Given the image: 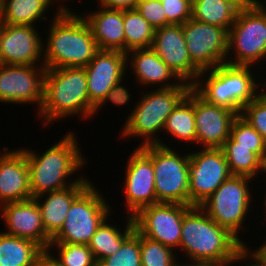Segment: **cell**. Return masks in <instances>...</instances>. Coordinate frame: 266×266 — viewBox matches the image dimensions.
Listing matches in <instances>:
<instances>
[{"label": "cell", "mask_w": 266, "mask_h": 266, "mask_svg": "<svg viewBox=\"0 0 266 266\" xmlns=\"http://www.w3.org/2000/svg\"><path fill=\"white\" fill-rule=\"evenodd\" d=\"M48 20L43 42V60L46 69L84 68L99 51L87 21L63 3H58ZM52 20V21H51ZM46 42V43H45Z\"/></svg>", "instance_id": "obj_1"}, {"label": "cell", "mask_w": 266, "mask_h": 266, "mask_svg": "<svg viewBox=\"0 0 266 266\" xmlns=\"http://www.w3.org/2000/svg\"><path fill=\"white\" fill-rule=\"evenodd\" d=\"M74 132L75 130H69L63 134V138L56 140L59 142L50 145L44 152L37 153L32 148H21L28 162L33 198L73 186L86 177L77 174L78 178H72L76 173H80L79 170L84 169L83 166L87 163V157L81 153L82 148Z\"/></svg>", "instance_id": "obj_2"}, {"label": "cell", "mask_w": 266, "mask_h": 266, "mask_svg": "<svg viewBox=\"0 0 266 266\" xmlns=\"http://www.w3.org/2000/svg\"><path fill=\"white\" fill-rule=\"evenodd\" d=\"M96 113V114H95ZM99 113L89 101L85 68L63 67L46 69L44 76V101L37 113L44 127L68 117L81 120ZM50 124V125H49Z\"/></svg>", "instance_id": "obj_3"}, {"label": "cell", "mask_w": 266, "mask_h": 266, "mask_svg": "<svg viewBox=\"0 0 266 266\" xmlns=\"http://www.w3.org/2000/svg\"><path fill=\"white\" fill-rule=\"evenodd\" d=\"M254 68L257 69L254 66L221 64L201 71L192 89L206 102L240 115L266 86L264 80L257 82L261 77L257 76L259 70Z\"/></svg>", "instance_id": "obj_4"}, {"label": "cell", "mask_w": 266, "mask_h": 266, "mask_svg": "<svg viewBox=\"0 0 266 266\" xmlns=\"http://www.w3.org/2000/svg\"><path fill=\"white\" fill-rule=\"evenodd\" d=\"M245 248L235 235L218 225L200 206H192L184 214L179 249L186 261H230Z\"/></svg>", "instance_id": "obj_5"}, {"label": "cell", "mask_w": 266, "mask_h": 266, "mask_svg": "<svg viewBox=\"0 0 266 266\" xmlns=\"http://www.w3.org/2000/svg\"><path fill=\"white\" fill-rule=\"evenodd\" d=\"M192 86L182 82L177 87L168 89H149L141 92L139 101H135V107L130 110L122 125L120 136L124 140L129 138H139L140 145H166L160 138L165 122L170 113L186 97ZM161 132V133H160ZM158 133V135H157ZM141 137V138H140ZM142 141V143H141Z\"/></svg>", "instance_id": "obj_6"}, {"label": "cell", "mask_w": 266, "mask_h": 266, "mask_svg": "<svg viewBox=\"0 0 266 266\" xmlns=\"http://www.w3.org/2000/svg\"><path fill=\"white\" fill-rule=\"evenodd\" d=\"M85 68L89 101L101 112L103 105L129 106L127 58L121 51L99 50ZM125 77L127 80H125ZM123 82V83H122ZM124 84V85H123Z\"/></svg>", "instance_id": "obj_7"}, {"label": "cell", "mask_w": 266, "mask_h": 266, "mask_svg": "<svg viewBox=\"0 0 266 266\" xmlns=\"http://www.w3.org/2000/svg\"><path fill=\"white\" fill-rule=\"evenodd\" d=\"M253 180L255 179L248 176L231 175L200 205L218 225L229 230L245 246L248 244L239 235L241 231L248 230L244 222L249 212L253 211L250 208L254 201V196L252 198L254 189L250 188L254 185Z\"/></svg>", "instance_id": "obj_8"}, {"label": "cell", "mask_w": 266, "mask_h": 266, "mask_svg": "<svg viewBox=\"0 0 266 266\" xmlns=\"http://www.w3.org/2000/svg\"><path fill=\"white\" fill-rule=\"evenodd\" d=\"M265 62L266 6L242 7L228 30L226 63L259 69Z\"/></svg>", "instance_id": "obj_9"}, {"label": "cell", "mask_w": 266, "mask_h": 266, "mask_svg": "<svg viewBox=\"0 0 266 266\" xmlns=\"http://www.w3.org/2000/svg\"><path fill=\"white\" fill-rule=\"evenodd\" d=\"M140 148L153 162L157 203L189 205L190 150L184 153L179 148L176 150V147L173 149L161 145Z\"/></svg>", "instance_id": "obj_10"}, {"label": "cell", "mask_w": 266, "mask_h": 266, "mask_svg": "<svg viewBox=\"0 0 266 266\" xmlns=\"http://www.w3.org/2000/svg\"><path fill=\"white\" fill-rule=\"evenodd\" d=\"M91 183L71 204L67 218L51 243L88 245L98 227L112 213L113 205ZM112 212V213H111Z\"/></svg>", "instance_id": "obj_11"}, {"label": "cell", "mask_w": 266, "mask_h": 266, "mask_svg": "<svg viewBox=\"0 0 266 266\" xmlns=\"http://www.w3.org/2000/svg\"><path fill=\"white\" fill-rule=\"evenodd\" d=\"M191 207L165 202L143 207L132 217L135 229L179 254L183 216Z\"/></svg>", "instance_id": "obj_12"}, {"label": "cell", "mask_w": 266, "mask_h": 266, "mask_svg": "<svg viewBox=\"0 0 266 266\" xmlns=\"http://www.w3.org/2000/svg\"><path fill=\"white\" fill-rule=\"evenodd\" d=\"M190 150L189 206H200L232 174L221 148Z\"/></svg>", "instance_id": "obj_13"}, {"label": "cell", "mask_w": 266, "mask_h": 266, "mask_svg": "<svg viewBox=\"0 0 266 266\" xmlns=\"http://www.w3.org/2000/svg\"><path fill=\"white\" fill-rule=\"evenodd\" d=\"M182 29L191 62L200 71L226 63L228 32L224 28L191 18Z\"/></svg>", "instance_id": "obj_14"}, {"label": "cell", "mask_w": 266, "mask_h": 266, "mask_svg": "<svg viewBox=\"0 0 266 266\" xmlns=\"http://www.w3.org/2000/svg\"><path fill=\"white\" fill-rule=\"evenodd\" d=\"M45 66L0 64V102L36 104L39 113L44 101Z\"/></svg>", "instance_id": "obj_15"}, {"label": "cell", "mask_w": 266, "mask_h": 266, "mask_svg": "<svg viewBox=\"0 0 266 266\" xmlns=\"http://www.w3.org/2000/svg\"><path fill=\"white\" fill-rule=\"evenodd\" d=\"M125 166L123 187L127 215L133 217L143 207L157 203L152 159L136 147Z\"/></svg>", "instance_id": "obj_16"}, {"label": "cell", "mask_w": 266, "mask_h": 266, "mask_svg": "<svg viewBox=\"0 0 266 266\" xmlns=\"http://www.w3.org/2000/svg\"><path fill=\"white\" fill-rule=\"evenodd\" d=\"M186 98L193 104L198 148H221L229 138L231 126L238 116L225 107L206 102L192 88Z\"/></svg>", "instance_id": "obj_17"}, {"label": "cell", "mask_w": 266, "mask_h": 266, "mask_svg": "<svg viewBox=\"0 0 266 266\" xmlns=\"http://www.w3.org/2000/svg\"><path fill=\"white\" fill-rule=\"evenodd\" d=\"M37 28L32 25L4 24L0 39L1 64L45 66L44 39Z\"/></svg>", "instance_id": "obj_18"}, {"label": "cell", "mask_w": 266, "mask_h": 266, "mask_svg": "<svg viewBox=\"0 0 266 266\" xmlns=\"http://www.w3.org/2000/svg\"><path fill=\"white\" fill-rule=\"evenodd\" d=\"M151 48L182 82L191 86L196 82L201 71L191 62L182 25L156 29Z\"/></svg>", "instance_id": "obj_19"}, {"label": "cell", "mask_w": 266, "mask_h": 266, "mask_svg": "<svg viewBox=\"0 0 266 266\" xmlns=\"http://www.w3.org/2000/svg\"><path fill=\"white\" fill-rule=\"evenodd\" d=\"M0 218L4 220V233L37 243L45 252L52 238L44 229L38 204L34 198L5 203L0 206Z\"/></svg>", "instance_id": "obj_20"}, {"label": "cell", "mask_w": 266, "mask_h": 266, "mask_svg": "<svg viewBox=\"0 0 266 266\" xmlns=\"http://www.w3.org/2000/svg\"><path fill=\"white\" fill-rule=\"evenodd\" d=\"M0 151V206L32 199L26 154L20 148Z\"/></svg>", "instance_id": "obj_21"}, {"label": "cell", "mask_w": 266, "mask_h": 266, "mask_svg": "<svg viewBox=\"0 0 266 266\" xmlns=\"http://www.w3.org/2000/svg\"><path fill=\"white\" fill-rule=\"evenodd\" d=\"M126 58L127 71L130 69V75L136 78V84L144 86L142 89L148 90L150 87L153 89L154 85L155 89H168L182 83L152 48L128 51Z\"/></svg>", "instance_id": "obj_22"}, {"label": "cell", "mask_w": 266, "mask_h": 266, "mask_svg": "<svg viewBox=\"0 0 266 266\" xmlns=\"http://www.w3.org/2000/svg\"><path fill=\"white\" fill-rule=\"evenodd\" d=\"M85 177L80 183L35 197L44 229L53 238L62 228L72 202L91 184ZM44 198V199H43Z\"/></svg>", "instance_id": "obj_23"}, {"label": "cell", "mask_w": 266, "mask_h": 266, "mask_svg": "<svg viewBox=\"0 0 266 266\" xmlns=\"http://www.w3.org/2000/svg\"><path fill=\"white\" fill-rule=\"evenodd\" d=\"M97 7L81 15L89 24L99 50L125 53L123 10Z\"/></svg>", "instance_id": "obj_24"}, {"label": "cell", "mask_w": 266, "mask_h": 266, "mask_svg": "<svg viewBox=\"0 0 266 266\" xmlns=\"http://www.w3.org/2000/svg\"><path fill=\"white\" fill-rule=\"evenodd\" d=\"M110 217L111 215L98 227L91 242L88 244L97 264L102 259L112 256L118 251L122 243L135 231V225L131 216L127 215L125 218L126 223H124L122 228L116 226V222L113 225L112 221H109Z\"/></svg>", "instance_id": "obj_25"}, {"label": "cell", "mask_w": 266, "mask_h": 266, "mask_svg": "<svg viewBox=\"0 0 266 266\" xmlns=\"http://www.w3.org/2000/svg\"><path fill=\"white\" fill-rule=\"evenodd\" d=\"M44 254L37 243L0 231V266H40Z\"/></svg>", "instance_id": "obj_26"}, {"label": "cell", "mask_w": 266, "mask_h": 266, "mask_svg": "<svg viewBox=\"0 0 266 266\" xmlns=\"http://www.w3.org/2000/svg\"><path fill=\"white\" fill-rule=\"evenodd\" d=\"M54 2L63 3V0H3L2 21L4 24L36 26L49 19L46 15L50 11L47 10H51Z\"/></svg>", "instance_id": "obj_27"}, {"label": "cell", "mask_w": 266, "mask_h": 266, "mask_svg": "<svg viewBox=\"0 0 266 266\" xmlns=\"http://www.w3.org/2000/svg\"><path fill=\"white\" fill-rule=\"evenodd\" d=\"M241 8L235 0H192L191 18L228 32Z\"/></svg>", "instance_id": "obj_28"}, {"label": "cell", "mask_w": 266, "mask_h": 266, "mask_svg": "<svg viewBox=\"0 0 266 266\" xmlns=\"http://www.w3.org/2000/svg\"><path fill=\"white\" fill-rule=\"evenodd\" d=\"M162 133L172 138L171 141L183 142L186 148L191 143L192 145H196L194 106L186 97L167 117Z\"/></svg>", "instance_id": "obj_29"}, {"label": "cell", "mask_w": 266, "mask_h": 266, "mask_svg": "<svg viewBox=\"0 0 266 266\" xmlns=\"http://www.w3.org/2000/svg\"><path fill=\"white\" fill-rule=\"evenodd\" d=\"M221 149L232 175L248 176L258 180L259 174H263V160L252 152V148L236 146V142L229 136Z\"/></svg>", "instance_id": "obj_30"}, {"label": "cell", "mask_w": 266, "mask_h": 266, "mask_svg": "<svg viewBox=\"0 0 266 266\" xmlns=\"http://www.w3.org/2000/svg\"><path fill=\"white\" fill-rule=\"evenodd\" d=\"M125 54L134 49L151 48L155 29L135 9L123 10Z\"/></svg>", "instance_id": "obj_31"}, {"label": "cell", "mask_w": 266, "mask_h": 266, "mask_svg": "<svg viewBox=\"0 0 266 266\" xmlns=\"http://www.w3.org/2000/svg\"><path fill=\"white\" fill-rule=\"evenodd\" d=\"M46 253L59 266H97L92 251L86 244L50 243Z\"/></svg>", "instance_id": "obj_32"}, {"label": "cell", "mask_w": 266, "mask_h": 266, "mask_svg": "<svg viewBox=\"0 0 266 266\" xmlns=\"http://www.w3.org/2000/svg\"><path fill=\"white\" fill-rule=\"evenodd\" d=\"M230 137L236 142V146L252 148V152L264 160L266 140L240 115L232 123Z\"/></svg>", "instance_id": "obj_33"}, {"label": "cell", "mask_w": 266, "mask_h": 266, "mask_svg": "<svg viewBox=\"0 0 266 266\" xmlns=\"http://www.w3.org/2000/svg\"><path fill=\"white\" fill-rule=\"evenodd\" d=\"M140 259L142 266H173L177 252L140 234Z\"/></svg>", "instance_id": "obj_34"}, {"label": "cell", "mask_w": 266, "mask_h": 266, "mask_svg": "<svg viewBox=\"0 0 266 266\" xmlns=\"http://www.w3.org/2000/svg\"><path fill=\"white\" fill-rule=\"evenodd\" d=\"M140 255V233L135 229L118 251L102 259L97 266H142Z\"/></svg>", "instance_id": "obj_35"}, {"label": "cell", "mask_w": 266, "mask_h": 266, "mask_svg": "<svg viewBox=\"0 0 266 266\" xmlns=\"http://www.w3.org/2000/svg\"><path fill=\"white\" fill-rule=\"evenodd\" d=\"M240 116L266 140V88L242 109Z\"/></svg>", "instance_id": "obj_36"}, {"label": "cell", "mask_w": 266, "mask_h": 266, "mask_svg": "<svg viewBox=\"0 0 266 266\" xmlns=\"http://www.w3.org/2000/svg\"><path fill=\"white\" fill-rule=\"evenodd\" d=\"M136 10L156 30L172 25L166 17L160 0H139Z\"/></svg>", "instance_id": "obj_37"}, {"label": "cell", "mask_w": 266, "mask_h": 266, "mask_svg": "<svg viewBox=\"0 0 266 266\" xmlns=\"http://www.w3.org/2000/svg\"><path fill=\"white\" fill-rule=\"evenodd\" d=\"M167 20L171 24L182 25L192 16V0H162Z\"/></svg>", "instance_id": "obj_38"}, {"label": "cell", "mask_w": 266, "mask_h": 266, "mask_svg": "<svg viewBox=\"0 0 266 266\" xmlns=\"http://www.w3.org/2000/svg\"><path fill=\"white\" fill-rule=\"evenodd\" d=\"M249 260V251L245 248L238 256L230 261H214V260H189V266H233L239 262H247Z\"/></svg>", "instance_id": "obj_39"}, {"label": "cell", "mask_w": 266, "mask_h": 266, "mask_svg": "<svg viewBox=\"0 0 266 266\" xmlns=\"http://www.w3.org/2000/svg\"><path fill=\"white\" fill-rule=\"evenodd\" d=\"M96 2L97 6L103 8L129 10L136 8L138 0H97Z\"/></svg>", "instance_id": "obj_40"}, {"label": "cell", "mask_w": 266, "mask_h": 266, "mask_svg": "<svg viewBox=\"0 0 266 266\" xmlns=\"http://www.w3.org/2000/svg\"><path fill=\"white\" fill-rule=\"evenodd\" d=\"M249 252L260 262L261 266H266V241L261 244L258 248L252 249V247L246 246Z\"/></svg>", "instance_id": "obj_41"}, {"label": "cell", "mask_w": 266, "mask_h": 266, "mask_svg": "<svg viewBox=\"0 0 266 266\" xmlns=\"http://www.w3.org/2000/svg\"><path fill=\"white\" fill-rule=\"evenodd\" d=\"M235 1L241 7H263V6H266L265 0H235ZM261 1H263V2H261Z\"/></svg>", "instance_id": "obj_42"}, {"label": "cell", "mask_w": 266, "mask_h": 266, "mask_svg": "<svg viewBox=\"0 0 266 266\" xmlns=\"http://www.w3.org/2000/svg\"><path fill=\"white\" fill-rule=\"evenodd\" d=\"M40 266H59L46 252Z\"/></svg>", "instance_id": "obj_43"}, {"label": "cell", "mask_w": 266, "mask_h": 266, "mask_svg": "<svg viewBox=\"0 0 266 266\" xmlns=\"http://www.w3.org/2000/svg\"><path fill=\"white\" fill-rule=\"evenodd\" d=\"M249 262L244 266H261L260 262L253 256L251 252H249Z\"/></svg>", "instance_id": "obj_44"}, {"label": "cell", "mask_w": 266, "mask_h": 266, "mask_svg": "<svg viewBox=\"0 0 266 266\" xmlns=\"http://www.w3.org/2000/svg\"><path fill=\"white\" fill-rule=\"evenodd\" d=\"M179 258H178V260H177V262L173 265V266H189V261H185V262H187V263H185L184 261H182V262H179Z\"/></svg>", "instance_id": "obj_45"}, {"label": "cell", "mask_w": 266, "mask_h": 266, "mask_svg": "<svg viewBox=\"0 0 266 266\" xmlns=\"http://www.w3.org/2000/svg\"><path fill=\"white\" fill-rule=\"evenodd\" d=\"M265 183H266V181H265ZM264 192H265V193H264V196H265V197H264V199H263V200H264V204H262V205H263V207L265 208V209H264V211H265V212H264V213H265V219H264V221H266V189H265Z\"/></svg>", "instance_id": "obj_46"}, {"label": "cell", "mask_w": 266, "mask_h": 266, "mask_svg": "<svg viewBox=\"0 0 266 266\" xmlns=\"http://www.w3.org/2000/svg\"><path fill=\"white\" fill-rule=\"evenodd\" d=\"M262 173H264V175L266 174V155H265V158L263 160V171H262ZM265 178H266V175H265L264 179Z\"/></svg>", "instance_id": "obj_47"}, {"label": "cell", "mask_w": 266, "mask_h": 266, "mask_svg": "<svg viewBox=\"0 0 266 266\" xmlns=\"http://www.w3.org/2000/svg\"><path fill=\"white\" fill-rule=\"evenodd\" d=\"M4 27V22L2 21V19H0V39H1V33ZM0 64H1V58H0Z\"/></svg>", "instance_id": "obj_48"}, {"label": "cell", "mask_w": 266, "mask_h": 266, "mask_svg": "<svg viewBox=\"0 0 266 266\" xmlns=\"http://www.w3.org/2000/svg\"><path fill=\"white\" fill-rule=\"evenodd\" d=\"M3 0H0V19H2Z\"/></svg>", "instance_id": "obj_49"}]
</instances>
